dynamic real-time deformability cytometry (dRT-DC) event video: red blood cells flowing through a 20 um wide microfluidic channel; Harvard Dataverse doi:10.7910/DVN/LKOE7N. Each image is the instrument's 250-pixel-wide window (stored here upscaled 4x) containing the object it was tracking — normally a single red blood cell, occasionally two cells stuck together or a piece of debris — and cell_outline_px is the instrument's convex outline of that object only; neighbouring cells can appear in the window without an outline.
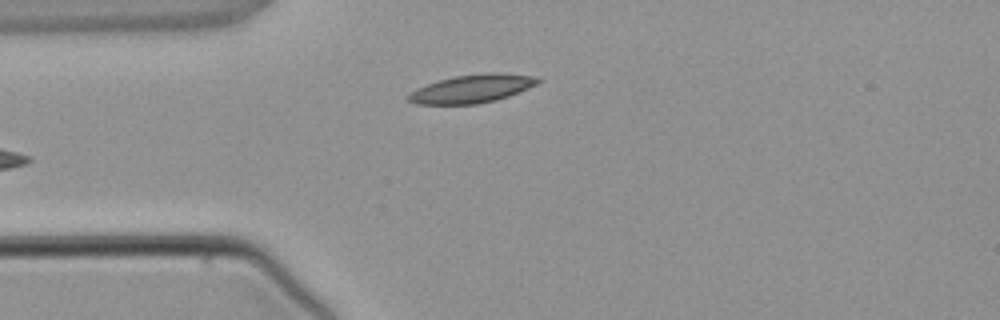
{"species": "common noctule bat (a hibernating species)", "species_latin": "Nyctalus noctula", "temperature_condition": "warm", "stored_images_in_passage": 3, "camera_frame_rate_fps": 3000, "um_per_image_px": 0.085, "animal": {"sex": "male", "body_mass_g": 21.5, "forearm_length_mm": 52.0}, "frame": {"image": 1, "passage_image": 3, "time_ms": 3.333, "image_size_px": [1000, 320], "cell_outline_px": [[544, 80], [528, 88], [508, 96], [496, 100], [476, 104], [416, 104], [408, 100], [404, 96], [408, 92], [416, 88], [440, 80], [456, 76], [488, 72], [500, 72], [540, 76]], "centroid_in_image_um": [40.14, 7.53], "position_along_channel_um": 44.9, "area_um2": 21.56}}